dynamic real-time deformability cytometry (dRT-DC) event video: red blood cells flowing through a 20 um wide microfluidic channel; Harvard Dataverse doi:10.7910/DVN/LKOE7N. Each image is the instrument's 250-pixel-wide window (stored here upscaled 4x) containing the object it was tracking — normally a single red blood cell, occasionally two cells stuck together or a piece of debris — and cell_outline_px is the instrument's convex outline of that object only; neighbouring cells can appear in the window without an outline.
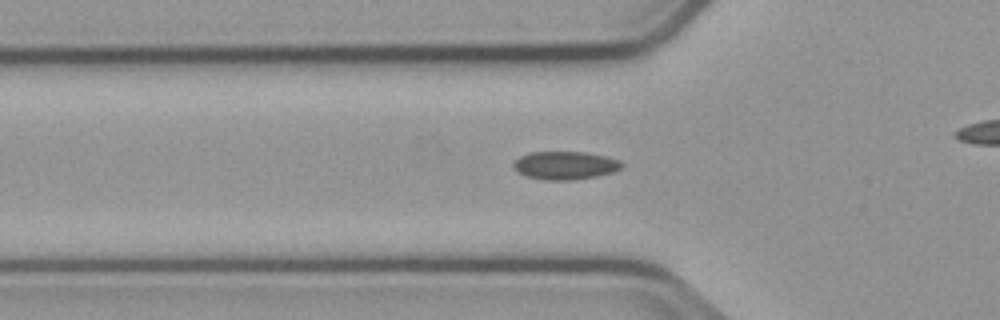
{"species": "common noctule bat (a hibernating species)", "species_latin": "Nyctalus noctula", "temperature_condition": "cold", "stored_images_in_passage": 42, "camera_frame_rate_fps": 3000, "um_per_image_px": 0.085, "animal": {"sex": "male", "body_mass_g": 23.1, "forearm_length_mm": 52.7}, "frame": {"image": 1, "passage_image": 16, "time_ms": 5.0, "image_size_px": [1000, 320], "cell_outline_px": [[624, 164], [620, 168], [612, 172], [596, 176], [568, 180], [544, 180], [524, 176], [516, 172], [512, 164], [520, 156], [532, 152], [584, 152], [604, 156], [620, 160]], "centroid_in_image_um": [47.99, 14.06], "position_along_channel_um": 77.8, "area_um2": 17.69}}
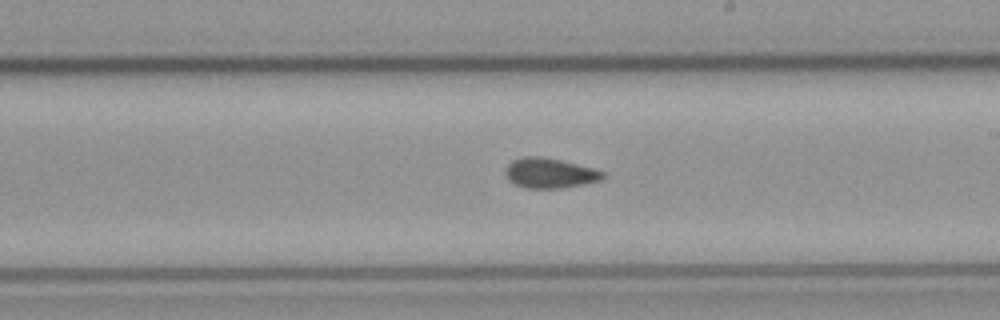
{"frame": {"image": 2, "passage_image": 29, "time_ms": 9.333, "image_size_px": [1000, 320], "cell_outline_px": [[604, 176], [600, 180], [584, 184], [560, 188], [524, 188], [508, 180], [504, 176], [504, 172], [508, 164], [512, 160], [524, 156], [540, 156], [560, 160], [592, 168], [604, 172]], "centroid_in_image_um": [46.67, 14.71], "position_along_channel_um": 242.3, "area_um2": 16.99}}
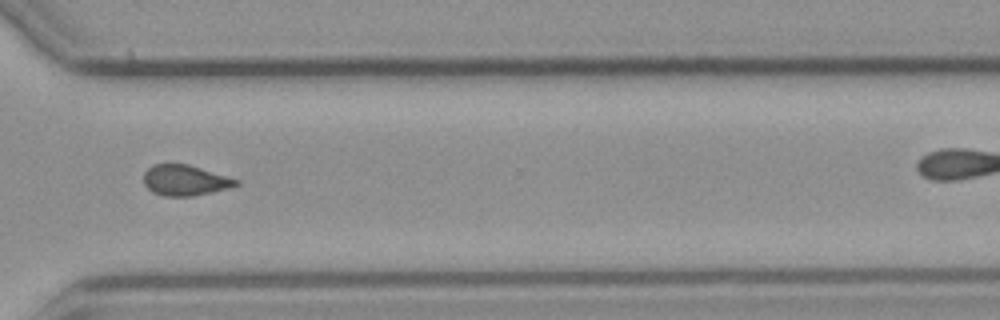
{"frame": {"image": 3, "passage_image": 38, "time_ms": 12.333, "image_size_px": [1000, 320], "cell_outline_px": [[240, 184], [192, 196], [164, 196], [152, 192], [144, 184], [144, 172], [152, 164], [188, 164], [240, 180]], "centroid_in_image_um": [15.68, 15.31], "position_along_channel_um": 354.9, "area_um2": 16.24}}